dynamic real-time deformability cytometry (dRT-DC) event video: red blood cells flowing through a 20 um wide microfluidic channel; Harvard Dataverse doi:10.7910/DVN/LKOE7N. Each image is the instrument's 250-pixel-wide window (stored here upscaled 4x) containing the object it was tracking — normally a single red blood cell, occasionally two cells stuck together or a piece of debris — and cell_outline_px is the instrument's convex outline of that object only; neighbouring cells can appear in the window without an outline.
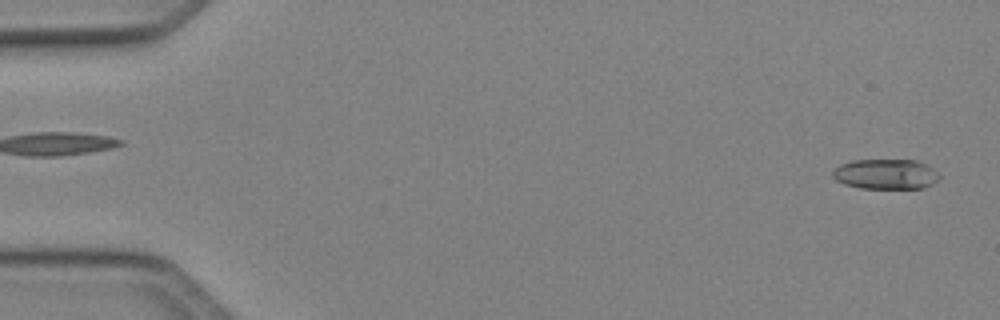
{"species": "Egyptian fruit bat (a non-hibernating species)", "species_latin": "Rousettus aegyptiacus", "temperature_condition": "cold", "stored_images_in_passage": 49, "camera_frame_rate_fps": 3000, "um_per_image_px": 0.085, "animal": {"sex": "female"}, "frame": {"image": 1, "passage_image": 1, "time_ms": 0.0, "image_size_px": [1000, 320], "cell_outline_px": [[940, 176], [932, 184], [924, 188], [860, 188], [844, 184], [836, 180], [832, 176], [832, 172], [840, 164], [852, 160], [916, 160], [932, 168]], "centroid_in_image_um": [75.26, 14.8], "position_along_channel_um": 9.7, "area_um2": 18.61}}
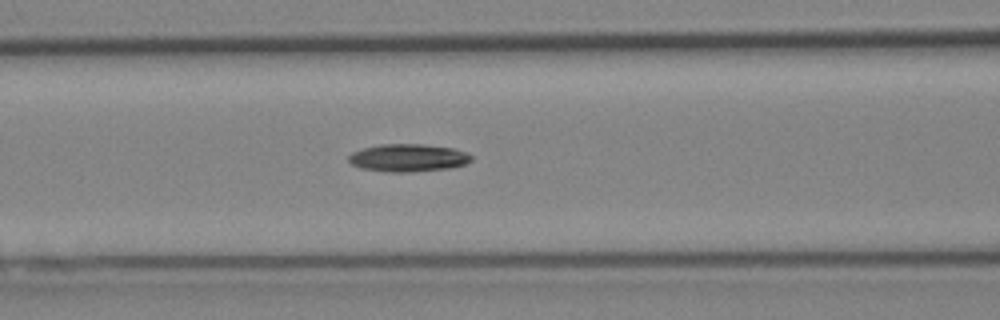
{"frame": {"image": 2, "passage_image": 20, "time_ms": 6.333, "image_size_px": [1000, 320], "cell_outline_px": [[472, 160], [464, 164], [452, 168], [408, 172], [388, 172], [360, 168], [352, 164], [348, 160], [348, 156], [352, 152], [364, 148], [380, 144], [420, 144], [452, 148], [468, 152], [472, 156]], "centroid_in_image_um": [34.69, 13.42], "position_along_channel_um": 131.9, "area_um2": 19.83}}
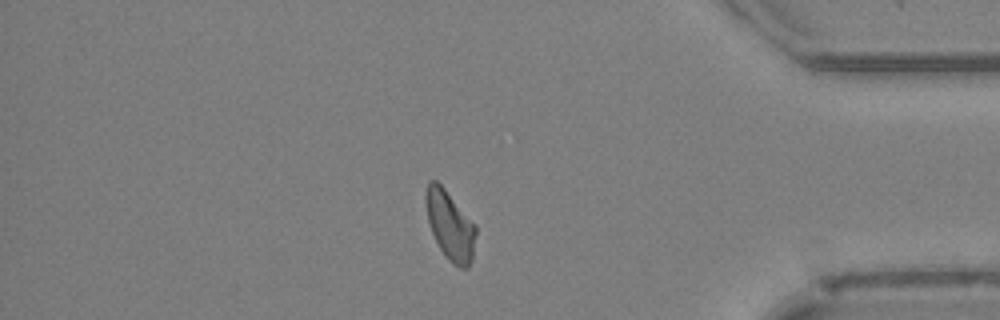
{"frame": {"image": 3, "passage_image": 42, "time_ms": 13.667, "image_size_px": [1000, 320], "cell_outline_px": [[476, 232], [472, 260], [468, 268], [460, 268], [452, 264], [448, 260], [440, 248], [432, 232], [428, 220], [424, 196], [428, 180], [436, 180], [444, 188], [476, 224]], "centroid_in_image_um": [38.26, 19.15], "position_along_channel_um": 396.9, "area_um2": 20.17}}